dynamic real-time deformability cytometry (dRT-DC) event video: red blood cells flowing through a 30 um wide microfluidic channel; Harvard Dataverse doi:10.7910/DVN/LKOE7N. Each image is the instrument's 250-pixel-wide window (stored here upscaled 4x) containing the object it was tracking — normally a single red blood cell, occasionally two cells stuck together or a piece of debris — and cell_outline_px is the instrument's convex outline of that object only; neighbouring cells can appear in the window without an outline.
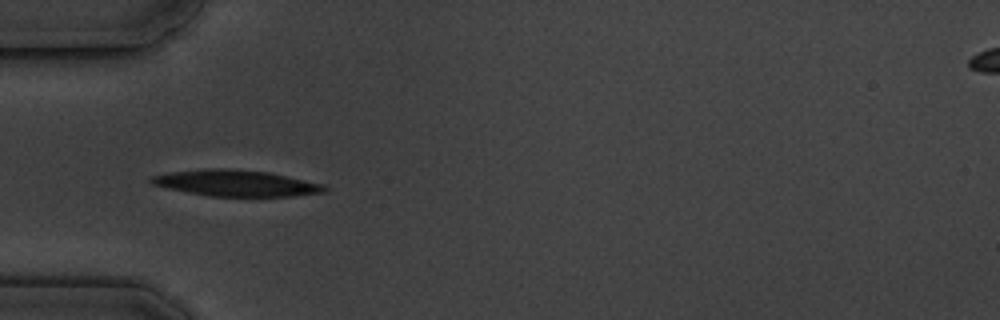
{"species": "common noctule bat (a hibernating species)", "species_latin": "Nyctalus noctula", "temperature_condition": "cold", "stored_images_in_passage": 5, "camera_frame_rate_fps": 3000, "um_per_image_px": 0.085, "animal": {"sex": "male", "body_mass_g": 19.5, "forearm_length_mm": 54.6}, "frame": {"image": 1, "passage_image": 4, "time_ms": 4.333, "image_size_px": [1000, 320], "cell_outline_px": [[328, 192], [292, 196], [208, 196], [168, 188], [152, 184], [148, 180], [152, 176], [168, 172], [208, 168], [228, 168], [268, 172], [288, 176], [324, 184], [328, 188]], "centroid_in_image_um": [20.08, 15.56], "position_along_channel_um": 64.9, "area_um2": 26.53}}